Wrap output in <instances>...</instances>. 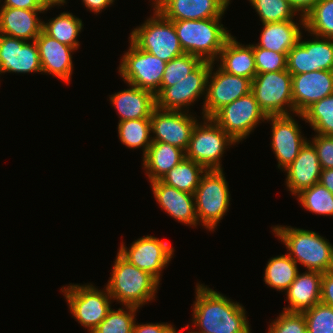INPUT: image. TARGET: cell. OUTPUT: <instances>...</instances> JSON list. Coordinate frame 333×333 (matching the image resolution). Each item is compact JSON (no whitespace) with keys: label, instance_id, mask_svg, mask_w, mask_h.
Instances as JSON below:
<instances>
[{"label":"cell","instance_id":"36","mask_svg":"<svg viewBox=\"0 0 333 333\" xmlns=\"http://www.w3.org/2000/svg\"><path fill=\"white\" fill-rule=\"evenodd\" d=\"M296 197L307 211L323 216H333V194L321 183L318 182L302 190Z\"/></svg>","mask_w":333,"mask_h":333},{"label":"cell","instance_id":"19","mask_svg":"<svg viewBox=\"0 0 333 333\" xmlns=\"http://www.w3.org/2000/svg\"><path fill=\"white\" fill-rule=\"evenodd\" d=\"M231 0H152V7L168 20L223 18Z\"/></svg>","mask_w":333,"mask_h":333},{"label":"cell","instance_id":"26","mask_svg":"<svg viewBox=\"0 0 333 333\" xmlns=\"http://www.w3.org/2000/svg\"><path fill=\"white\" fill-rule=\"evenodd\" d=\"M322 275L318 271L298 272L296 279L285 291L289 305L283 307L282 311L302 313L320 303Z\"/></svg>","mask_w":333,"mask_h":333},{"label":"cell","instance_id":"28","mask_svg":"<svg viewBox=\"0 0 333 333\" xmlns=\"http://www.w3.org/2000/svg\"><path fill=\"white\" fill-rule=\"evenodd\" d=\"M299 19V24L294 20L263 23L260 40L256 45L271 51L288 53L299 42L303 34L301 30H305L304 17L300 16Z\"/></svg>","mask_w":333,"mask_h":333},{"label":"cell","instance_id":"50","mask_svg":"<svg viewBox=\"0 0 333 333\" xmlns=\"http://www.w3.org/2000/svg\"><path fill=\"white\" fill-rule=\"evenodd\" d=\"M37 2L45 9L51 10V8H54V6H63L64 4H67L66 0H37Z\"/></svg>","mask_w":333,"mask_h":333},{"label":"cell","instance_id":"31","mask_svg":"<svg viewBox=\"0 0 333 333\" xmlns=\"http://www.w3.org/2000/svg\"><path fill=\"white\" fill-rule=\"evenodd\" d=\"M297 263L286 253L271 257L264 269V282L270 288L285 292L298 274Z\"/></svg>","mask_w":333,"mask_h":333},{"label":"cell","instance_id":"9","mask_svg":"<svg viewBox=\"0 0 333 333\" xmlns=\"http://www.w3.org/2000/svg\"><path fill=\"white\" fill-rule=\"evenodd\" d=\"M251 93L266 116L294 114L292 74L287 69L256 74Z\"/></svg>","mask_w":333,"mask_h":333},{"label":"cell","instance_id":"48","mask_svg":"<svg viewBox=\"0 0 333 333\" xmlns=\"http://www.w3.org/2000/svg\"><path fill=\"white\" fill-rule=\"evenodd\" d=\"M115 0H82L83 5L89 12L100 14L102 10L114 4Z\"/></svg>","mask_w":333,"mask_h":333},{"label":"cell","instance_id":"3","mask_svg":"<svg viewBox=\"0 0 333 333\" xmlns=\"http://www.w3.org/2000/svg\"><path fill=\"white\" fill-rule=\"evenodd\" d=\"M107 285L109 295L123 306L141 308L155 300L159 283L152 275L129 263L118 252Z\"/></svg>","mask_w":333,"mask_h":333},{"label":"cell","instance_id":"38","mask_svg":"<svg viewBox=\"0 0 333 333\" xmlns=\"http://www.w3.org/2000/svg\"><path fill=\"white\" fill-rule=\"evenodd\" d=\"M263 23L294 20L298 15L287 0H248Z\"/></svg>","mask_w":333,"mask_h":333},{"label":"cell","instance_id":"40","mask_svg":"<svg viewBox=\"0 0 333 333\" xmlns=\"http://www.w3.org/2000/svg\"><path fill=\"white\" fill-rule=\"evenodd\" d=\"M307 323V333H333V307L317 303L302 312Z\"/></svg>","mask_w":333,"mask_h":333},{"label":"cell","instance_id":"16","mask_svg":"<svg viewBox=\"0 0 333 333\" xmlns=\"http://www.w3.org/2000/svg\"><path fill=\"white\" fill-rule=\"evenodd\" d=\"M152 141L187 150L194 126L199 121L189 112L155 108L150 117Z\"/></svg>","mask_w":333,"mask_h":333},{"label":"cell","instance_id":"6","mask_svg":"<svg viewBox=\"0 0 333 333\" xmlns=\"http://www.w3.org/2000/svg\"><path fill=\"white\" fill-rule=\"evenodd\" d=\"M153 15L134 28L128 38L137 48L168 63L184 54L173 21L166 19L153 7Z\"/></svg>","mask_w":333,"mask_h":333},{"label":"cell","instance_id":"14","mask_svg":"<svg viewBox=\"0 0 333 333\" xmlns=\"http://www.w3.org/2000/svg\"><path fill=\"white\" fill-rule=\"evenodd\" d=\"M214 64L216 63L211 62L206 95L202 103L201 117L205 118H211L223 106L251 92V79L229 74L219 66L214 72Z\"/></svg>","mask_w":333,"mask_h":333},{"label":"cell","instance_id":"15","mask_svg":"<svg viewBox=\"0 0 333 333\" xmlns=\"http://www.w3.org/2000/svg\"><path fill=\"white\" fill-rule=\"evenodd\" d=\"M312 39L302 40L287 54V70L291 74H302L317 70L333 71V39L310 34ZM314 37V38H313Z\"/></svg>","mask_w":333,"mask_h":333},{"label":"cell","instance_id":"25","mask_svg":"<svg viewBox=\"0 0 333 333\" xmlns=\"http://www.w3.org/2000/svg\"><path fill=\"white\" fill-rule=\"evenodd\" d=\"M129 88L109 95L116 109L119 122L131 119L150 118L156 108V95L151 91L128 84Z\"/></svg>","mask_w":333,"mask_h":333},{"label":"cell","instance_id":"47","mask_svg":"<svg viewBox=\"0 0 333 333\" xmlns=\"http://www.w3.org/2000/svg\"><path fill=\"white\" fill-rule=\"evenodd\" d=\"M291 7L302 17L315 6L319 0H287Z\"/></svg>","mask_w":333,"mask_h":333},{"label":"cell","instance_id":"39","mask_svg":"<svg viewBox=\"0 0 333 333\" xmlns=\"http://www.w3.org/2000/svg\"><path fill=\"white\" fill-rule=\"evenodd\" d=\"M202 60L194 55L184 53L170 60L165 67L160 90L156 96L165 88L175 85L192 72Z\"/></svg>","mask_w":333,"mask_h":333},{"label":"cell","instance_id":"18","mask_svg":"<svg viewBox=\"0 0 333 333\" xmlns=\"http://www.w3.org/2000/svg\"><path fill=\"white\" fill-rule=\"evenodd\" d=\"M42 73L36 41H25L0 33V75Z\"/></svg>","mask_w":333,"mask_h":333},{"label":"cell","instance_id":"30","mask_svg":"<svg viewBox=\"0 0 333 333\" xmlns=\"http://www.w3.org/2000/svg\"><path fill=\"white\" fill-rule=\"evenodd\" d=\"M82 19L70 12H61L59 16L43 21L42 31L59 42L78 50V37L83 29Z\"/></svg>","mask_w":333,"mask_h":333},{"label":"cell","instance_id":"8","mask_svg":"<svg viewBox=\"0 0 333 333\" xmlns=\"http://www.w3.org/2000/svg\"><path fill=\"white\" fill-rule=\"evenodd\" d=\"M98 289L95 285L72 284L61 288L70 313L83 328H87L88 333L94 330L100 322L107 316L111 309L112 298L108 289Z\"/></svg>","mask_w":333,"mask_h":333},{"label":"cell","instance_id":"11","mask_svg":"<svg viewBox=\"0 0 333 333\" xmlns=\"http://www.w3.org/2000/svg\"><path fill=\"white\" fill-rule=\"evenodd\" d=\"M211 118L239 144L254 132V128L264 122L267 116L250 92L223 106Z\"/></svg>","mask_w":333,"mask_h":333},{"label":"cell","instance_id":"32","mask_svg":"<svg viewBox=\"0 0 333 333\" xmlns=\"http://www.w3.org/2000/svg\"><path fill=\"white\" fill-rule=\"evenodd\" d=\"M206 171L199 163L185 158L168 171L160 180L180 191L194 194L202 175Z\"/></svg>","mask_w":333,"mask_h":333},{"label":"cell","instance_id":"49","mask_svg":"<svg viewBox=\"0 0 333 333\" xmlns=\"http://www.w3.org/2000/svg\"><path fill=\"white\" fill-rule=\"evenodd\" d=\"M319 183H321L333 194V168L322 169Z\"/></svg>","mask_w":333,"mask_h":333},{"label":"cell","instance_id":"12","mask_svg":"<svg viewBox=\"0 0 333 333\" xmlns=\"http://www.w3.org/2000/svg\"><path fill=\"white\" fill-rule=\"evenodd\" d=\"M211 62L202 61L192 72L175 85L165 87L156 96V107L163 110L189 112L194 102L206 95Z\"/></svg>","mask_w":333,"mask_h":333},{"label":"cell","instance_id":"27","mask_svg":"<svg viewBox=\"0 0 333 333\" xmlns=\"http://www.w3.org/2000/svg\"><path fill=\"white\" fill-rule=\"evenodd\" d=\"M223 71L253 80L257 74L253 47L241 44L231 36L224 44L215 63ZM220 62V63H219Z\"/></svg>","mask_w":333,"mask_h":333},{"label":"cell","instance_id":"44","mask_svg":"<svg viewBox=\"0 0 333 333\" xmlns=\"http://www.w3.org/2000/svg\"><path fill=\"white\" fill-rule=\"evenodd\" d=\"M174 330V325L167 322L146 324L135 322L133 333H173Z\"/></svg>","mask_w":333,"mask_h":333},{"label":"cell","instance_id":"24","mask_svg":"<svg viewBox=\"0 0 333 333\" xmlns=\"http://www.w3.org/2000/svg\"><path fill=\"white\" fill-rule=\"evenodd\" d=\"M45 11L47 12L48 9L0 7V33L25 41H34L43 27V21L38 14Z\"/></svg>","mask_w":333,"mask_h":333},{"label":"cell","instance_id":"20","mask_svg":"<svg viewBox=\"0 0 333 333\" xmlns=\"http://www.w3.org/2000/svg\"><path fill=\"white\" fill-rule=\"evenodd\" d=\"M333 94V71L317 70L292 74L294 115L302 114L313 103Z\"/></svg>","mask_w":333,"mask_h":333},{"label":"cell","instance_id":"45","mask_svg":"<svg viewBox=\"0 0 333 333\" xmlns=\"http://www.w3.org/2000/svg\"><path fill=\"white\" fill-rule=\"evenodd\" d=\"M320 302L333 307V270L322 275Z\"/></svg>","mask_w":333,"mask_h":333},{"label":"cell","instance_id":"42","mask_svg":"<svg viewBox=\"0 0 333 333\" xmlns=\"http://www.w3.org/2000/svg\"><path fill=\"white\" fill-rule=\"evenodd\" d=\"M267 333H307V323L303 313L282 311L269 324Z\"/></svg>","mask_w":333,"mask_h":333},{"label":"cell","instance_id":"51","mask_svg":"<svg viewBox=\"0 0 333 333\" xmlns=\"http://www.w3.org/2000/svg\"><path fill=\"white\" fill-rule=\"evenodd\" d=\"M189 325H186L185 328H181V330H176L177 328H175V330L173 331V333H182L181 331H184L185 329L187 330L189 328ZM188 333H193L191 330L188 331Z\"/></svg>","mask_w":333,"mask_h":333},{"label":"cell","instance_id":"23","mask_svg":"<svg viewBox=\"0 0 333 333\" xmlns=\"http://www.w3.org/2000/svg\"><path fill=\"white\" fill-rule=\"evenodd\" d=\"M321 165L314 145L307 140L301 147L298 156L284 170L286 187L291 195L296 196L302 190L320 181Z\"/></svg>","mask_w":333,"mask_h":333},{"label":"cell","instance_id":"34","mask_svg":"<svg viewBox=\"0 0 333 333\" xmlns=\"http://www.w3.org/2000/svg\"><path fill=\"white\" fill-rule=\"evenodd\" d=\"M308 123L316 134L333 136V94L313 103L302 114H295Z\"/></svg>","mask_w":333,"mask_h":333},{"label":"cell","instance_id":"7","mask_svg":"<svg viewBox=\"0 0 333 333\" xmlns=\"http://www.w3.org/2000/svg\"><path fill=\"white\" fill-rule=\"evenodd\" d=\"M193 128L186 158L206 170H223L221 162L226 149L238 144L212 119L202 117ZM203 122V123H202Z\"/></svg>","mask_w":333,"mask_h":333},{"label":"cell","instance_id":"22","mask_svg":"<svg viewBox=\"0 0 333 333\" xmlns=\"http://www.w3.org/2000/svg\"><path fill=\"white\" fill-rule=\"evenodd\" d=\"M35 41L39 49L42 74H51L52 77L70 83L74 68L72 52L76 50L48 36L43 31Z\"/></svg>","mask_w":333,"mask_h":333},{"label":"cell","instance_id":"29","mask_svg":"<svg viewBox=\"0 0 333 333\" xmlns=\"http://www.w3.org/2000/svg\"><path fill=\"white\" fill-rule=\"evenodd\" d=\"M186 158L184 150L168 143L152 141L142 157V169L149 182L160 180L168 171Z\"/></svg>","mask_w":333,"mask_h":333},{"label":"cell","instance_id":"37","mask_svg":"<svg viewBox=\"0 0 333 333\" xmlns=\"http://www.w3.org/2000/svg\"><path fill=\"white\" fill-rule=\"evenodd\" d=\"M115 310L111 308L107 316L90 333H133L136 322L137 307L122 306Z\"/></svg>","mask_w":333,"mask_h":333},{"label":"cell","instance_id":"46","mask_svg":"<svg viewBox=\"0 0 333 333\" xmlns=\"http://www.w3.org/2000/svg\"><path fill=\"white\" fill-rule=\"evenodd\" d=\"M1 7H12L18 9H30V10H45V8H43L37 2V0H4L3 3H1Z\"/></svg>","mask_w":333,"mask_h":333},{"label":"cell","instance_id":"1","mask_svg":"<svg viewBox=\"0 0 333 333\" xmlns=\"http://www.w3.org/2000/svg\"><path fill=\"white\" fill-rule=\"evenodd\" d=\"M196 284L191 323L198 331L191 329L193 333H252L242 304L207 285Z\"/></svg>","mask_w":333,"mask_h":333},{"label":"cell","instance_id":"21","mask_svg":"<svg viewBox=\"0 0 333 333\" xmlns=\"http://www.w3.org/2000/svg\"><path fill=\"white\" fill-rule=\"evenodd\" d=\"M150 186L156 203L175 221L190 227L199 225L195 211L194 194L180 191L161 180L150 182Z\"/></svg>","mask_w":333,"mask_h":333},{"label":"cell","instance_id":"13","mask_svg":"<svg viewBox=\"0 0 333 333\" xmlns=\"http://www.w3.org/2000/svg\"><path fill=\"white\" fill-rule=\"evenodd\" d=\"M174 252L173 246L171 247L167 241L149 235L133 241L129 248L122 242L118 249V253L124 259L148 272L159 283L162 278L161 272L169 265Z\"/></svg>","mask_w":333,"mask_h":333},{"label":"cell","instance_id":"33","mask_svg":"<svg viewBox=\"0 0 333 333\" xmlns=\"http://www.w3.org/2000/svg\"><path fill=\"white\" fill-rule=\"evenodd\" d=\"M117 126L121 143L132 150L142 148L144 156L152 143L150 118L120 121Z\"/></svg>","mask_w":333,"mask_h":333},{"label":"cell","instance_id":"35","mask_svg":"<svg viewBox=\"0 0 333 333\" xmlns=\"http://www.w3.org/2000/svg\"><path fill=\"white\" fill-rule=\"evenodd\" d=\"M305 32L333 39V0H319L304 17Z\"/></svg>","mask_w":333,"mask_h":333},{"label":"cell","instance_id":"41","mask_svg":"<svg viewBox=\"0 0 333 333\" xmlns=\"http://www.w3.org/2000/svg\"><path fill=\"white\" fill-rule=\"evenodd\" d=\"M253 47L257 74L277 72L287 69V54L260 48L256 44Z\"/></svg>","mask_w":333,"mask_h":333},{"label":"cell","instance_id":"4","mask_svg":"<svg viewBox=\"0 0 333 333\" xmlns=\"http://www.w3.org/2000/svg\"><path fill=\"white\" fill-rule=\"evenodd\" d=\"M222 18L173 21L184 53L199 57L202 61L215 62L226 41L232 36L223 27Z\"/></svg>","mask_w":333,"mask_h":333},{"label":"cell","instance_id":"17","mask_svg":"<svg viewBox=\"0 0 333 333\" xmlns=\"http://www.w3.org/2000/svg\"><path fill=\"white\" fill-rule=\"evenodd\" d=\"M294 115L267 116L271 127V148L278 161V169L284 171L298 156L307 138L302 135Z\"/></svg>","mask_w":333,"mask_h":333},{"label":"cell","instance_id":"2","mask_svg":"<svg viewBox=\"0 0 333 333\" xmlns=\"http://www.w3.org/2000/svg\"><path fill=\"white\" fill-rule=\"evenodd\" d=\"M272 231L297 264L321 273L333 270V245L319 233L287 225L272 226Z\"/></svg>","mask_w":333,"mask_h":333},{"label":"cell","instance_id":"10","mask_svg":"<svg viewBox=\"0 0 333 333\" xmlns=\"http://www.w3.org/2000/svg\"><path fill=\"white\" fill-rule=\"evenodd\" d=\"M130 46L121 57L118 67L120 77L127 84L156 94L161 87L166 62L137 48L130 40Z\"/></svg>","mask_w":333,"mask_h":333},{"label":"cell","instance_id":"43","mask_svg":"<svg viewBox=\"0 0 333 333\" xmlns=\"http://www.w3.org/2000/svg\"><path fill=\"white\" fill-rule=\"evenodd\" d=\"M312 140V141H311ZM309 140L315 147L322 169L333 168V136L315 134Z\"/></svg>","mask_w":333,"mask_h":333},{"label":"cell","instance_id":"5","mask_svg":"<svg viewBox=\"0 0 333 333\" xmlns=\"http://www.w3.org/2000/svg\"><path fill=\"white\" fill-rule=\"evenodd\" d=\"M223 170H207L194 193L195 211L205 229L213 232L229 210L231 194Z\"/></svg>","mask_w":333,"mask_h":333}]
</instances>
